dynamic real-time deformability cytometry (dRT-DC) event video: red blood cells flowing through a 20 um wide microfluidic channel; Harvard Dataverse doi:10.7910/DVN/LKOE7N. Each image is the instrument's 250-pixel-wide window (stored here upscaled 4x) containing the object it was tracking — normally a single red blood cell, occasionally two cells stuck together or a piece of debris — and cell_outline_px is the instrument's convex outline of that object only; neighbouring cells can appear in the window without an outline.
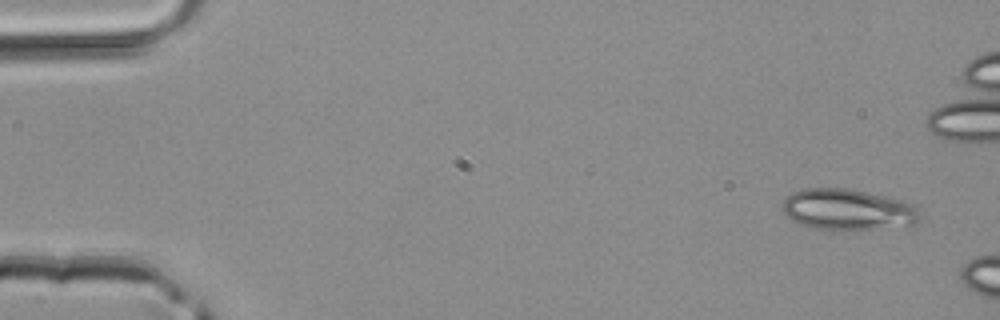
{"species": "common noctule bat (a hibernating species)", "species_latin": "Nyctalus noctula", "temperature_condition": "room temperature", "stored_images_in_passage": 3, "camera_frame_rate_fps": 3000, "um_per_image_px": 0.085, "animal": {"sex": "male", "body_mass_g": 20.4}, "frame": {"image": 1, "passage_image": 3, "time_ms": 0.667, "image_size_px": [1000, 320], "cell_outline_px": [[920, 220], [916, 224], [868, 228], [812, 228], [800, 224], [784, 216], [784, 200], [792, 192], [804, 188], [848, 188], [868, 192], [904, 200], [912, 204], [920, 212]], "centroid_in_image_um": [72.05, 17.78], "position_along_channel_um": 12.9, "area_um2": 32.37}}